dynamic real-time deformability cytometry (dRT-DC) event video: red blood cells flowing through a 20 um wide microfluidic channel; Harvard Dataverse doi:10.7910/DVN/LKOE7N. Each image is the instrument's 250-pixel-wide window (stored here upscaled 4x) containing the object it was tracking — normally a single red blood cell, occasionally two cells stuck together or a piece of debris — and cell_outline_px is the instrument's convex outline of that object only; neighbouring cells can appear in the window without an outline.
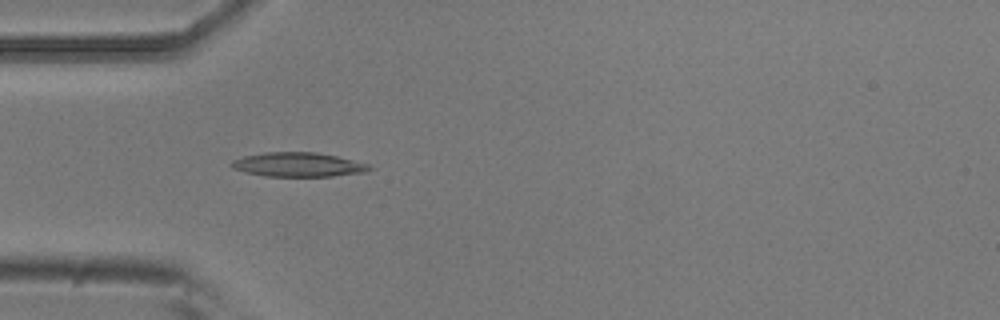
{"species": "common noctule bat (a hibernating species)", "species_latin": "Nyctalus noctula", "temperature_condition": "room temperature", "stored_images_in_passage": 6, "camera_frame_rate_fps": 3000, "um_per_image_px": 0.085, "animal": {"sex": "male", "body_mass_g": 20.5, "forearm_length_mm": 52.5}, "frame": {"image": 1, "passage_image": 5, "time_ms": 1.333, "image_size_px": [1000, 320], "cell_outline_px": [[376, 168], [368, 172], [332, 176], [264, 176], [244, 172], [232, 168], [228, 164], [232, 160], [244, 156], [264, 152], [316, 152], [336, 156], [368, 164]], "centroid_in_image_um": [25.34, 13.99], "position_along_channel_um": 59.7, "area_um2": 19.65}}
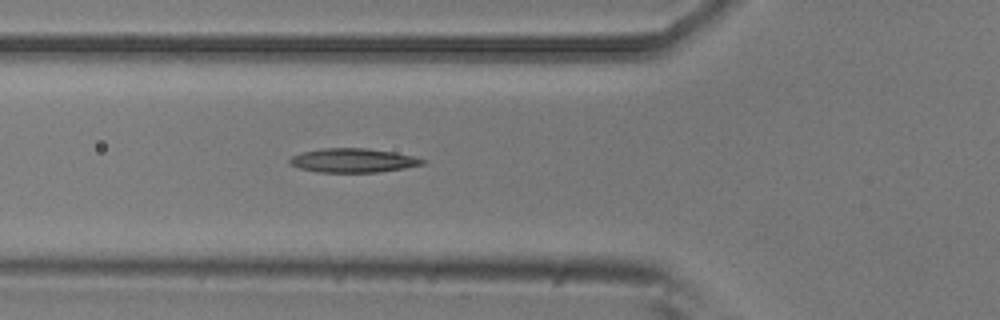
{"frame": {"image": 2, "passage_image": 6, "time_ms": 1.667, "image_size_px": [1000, 320], "cell_outline_px": [[428, 160], [424, 164], [404, 168], [380, 172], [316, 172], [300, 168], [288, 164], [288, 160], [292, 156], [304, 152], [320, 148], [368, 148], [392, 152], [412, 156]], "centroid_in_image_um": [30.0, 13.64], "position_along_channel_um": 95.8, "area_um2": 18.61}}